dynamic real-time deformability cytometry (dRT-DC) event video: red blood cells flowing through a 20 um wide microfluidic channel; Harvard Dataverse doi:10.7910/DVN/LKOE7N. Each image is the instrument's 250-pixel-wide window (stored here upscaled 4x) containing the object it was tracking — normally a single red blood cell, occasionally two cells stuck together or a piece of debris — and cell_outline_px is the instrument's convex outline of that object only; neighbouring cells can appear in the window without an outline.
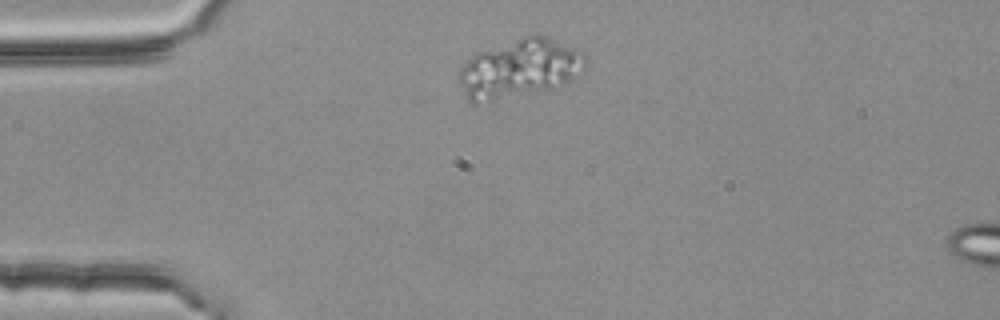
{"species": "common noctule bat (a hibernating species)", "species_latin": "Nyctalus noctula", "temperature_condition": "room temperature", "stored_images_in_passage": 3, "segment_of_instrument_passage": [1, 2], "camera_frame_rate_fps": 3000, "um_per_image_px": 0.085, "animal": {"sex": "female", "body_mass_g": 25.1}, "frame": {"image": 1, "passage_image": 1, "time_ms": 0.0, "image_size_px": [1000, 320], "cell_outline_px": [[588, 56], [584, 64], [568, 84], [552, 88], [472, 104], [468, 100], [460, 80], [460, 72], [464, 64], [472, 56], [480, 52], [536, 32], [548, 36], [584, 52]], "centroid_in_image_um": [44.22, 5.79], "position_along_channel_um": 40.8, "area_um2": 42.37}}